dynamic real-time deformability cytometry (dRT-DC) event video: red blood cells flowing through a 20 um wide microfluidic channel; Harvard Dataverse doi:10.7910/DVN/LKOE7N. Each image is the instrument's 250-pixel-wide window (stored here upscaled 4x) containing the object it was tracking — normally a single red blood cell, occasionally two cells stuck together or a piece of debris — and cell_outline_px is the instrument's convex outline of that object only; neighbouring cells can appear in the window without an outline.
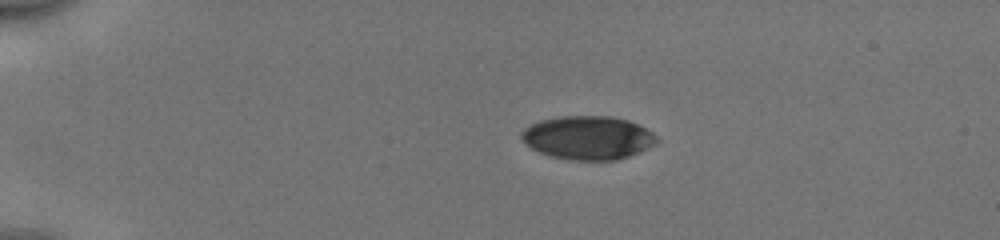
{"species": "human", "species_latin": "Homo sapiens", "temperature_condition": "cold", "stored_images_in_passage": 42, "camera_frame_rate_fps": 3000, "um_per_image_px": 0.085, "donor": {"sex": "male"}, "frame": {"image": 1, "passage_image": 1, "time_ms": 0.0, "image_size_px": [1000, 240], "cell_outline_px": [[660, 140], [656, 144], [648, 148], [628, 156], [616, 160], [568, 160], [548, 156], [524, 144], [520, 136], [520, 132], [524, 128], [540, 120], [564, 116], [608, 116], [628, 120], [652, 132]], "centroid_in_image_um": [49.95, 11.71], "position_along_channel_um": 35.1, "area_um2": 34.39}}
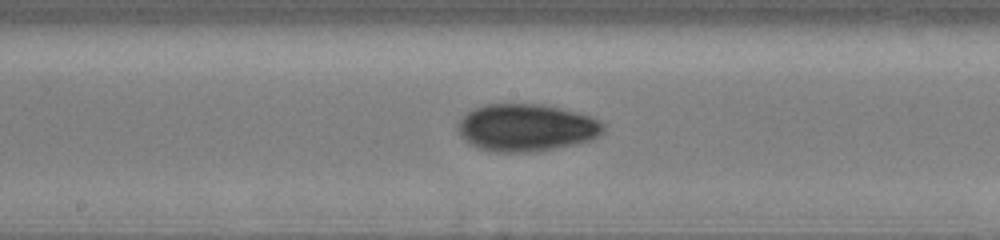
{"frame": {"image": 2, "passage_image": 19, "time_ms": 6.0, "image_size_px": [1000, 240], "cell_outline_px": [[604, 132], [600, 136], [576, 144], [528, 152], [496, 152], [480, 148], [472, 144], [460, 136], [456, 128], [456, 124], [468, 112], [484, 104], [544, 104], [592, 116], [600, 120], [604, 124]], "centroid_in_image_um": [44.75, 10.84], "position_along_channel_um": 203.5, "area_um2": 40.06}}
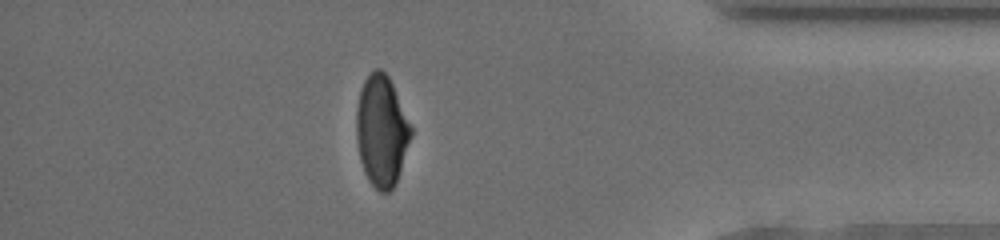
{"frame": {"image": 3, "passage_image": 36, "time_ms": 11.667, "image_size_px": [1000, 240], "cell_outline_px": [[412, 136], [396, 184], [388, 192], [380, 192], [368, 180], [364, 172], [360, 160], [356, 136], [356, 108], [360, 92], [364, 80], [376, 68], [380, 68], [388, 76], [392, 84], [412, 128]], "centroid_in_image_um": [32.43, 11.15], "position_along_channel_um": 402.8, "area_um2": 35.2}, "authors_computed_cell_mechanics": {"area_um2": 37.1654, "velocity_mm_per_s": 3.9825, "shape_relaxation_time_tau1_ms": 4.0578, "shape_relaxation_time_tau2_ms": 4.24, "deformation_change_tau1": 0.1492, "deformation_change_tau2": 0.0694}}